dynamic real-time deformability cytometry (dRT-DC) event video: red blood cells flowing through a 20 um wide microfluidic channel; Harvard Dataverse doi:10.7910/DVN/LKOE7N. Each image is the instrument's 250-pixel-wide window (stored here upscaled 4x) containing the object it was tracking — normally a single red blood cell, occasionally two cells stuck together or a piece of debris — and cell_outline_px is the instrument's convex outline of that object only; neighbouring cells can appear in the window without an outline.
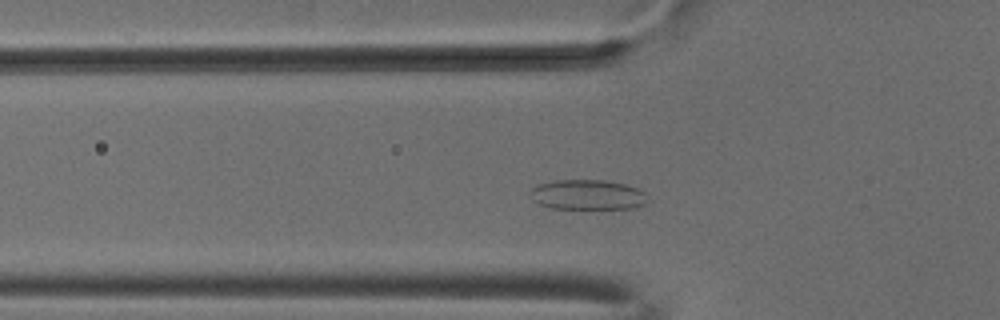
{"species": "common noctule bat (a hibernating species)", "species_latin": "Nyctalus noctula", "temperature_condition": "cold", "stored_images_in_passage": 44, "camera_frame_rate_fps": 3000, "um_per_image_px": 0.085, "animal": {"sex": "male", "body_mass_g": 18.8}, "frame": {"image": 1, "passage_image": 9, "time_ms": 2.667, "image_size_px": [1000, 320], "cell_outline_px": [[648, 200], [644, 204], [636, 208], [552, 208], [540, 204], [532, 200], [528, 192], [532, 188], [540, 184], [556, 180], [600, 180], [624, 184], [640, 188], [648, 196]], "centroid_in_image_um": [49.96, 16.55], "position_along_channel_um": 75.8, "area_um2": 20.52}}
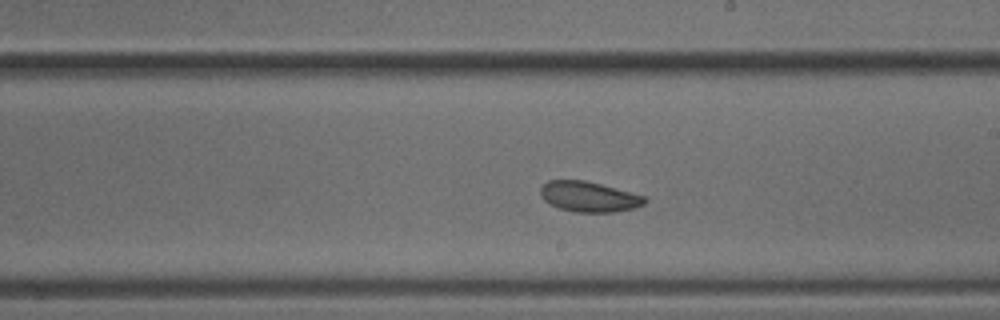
{"frame": {"image": 2, "passage_image": 22, "time_ms": 7.0, "image_size_px": [1000, 320], "cell_outline_px": [[648, 200], [644, 204], [636, 208], [616, 212], [572, 212], [560, 208], [544, 200], [540, 196], [540, 188], [548, 180], [584, 180], [600, 184], [644, 196]], "centroid_in_image_um": [50.06, 16.73], "position_along_channel_um": 238.9, "area_um2": 18.38}}
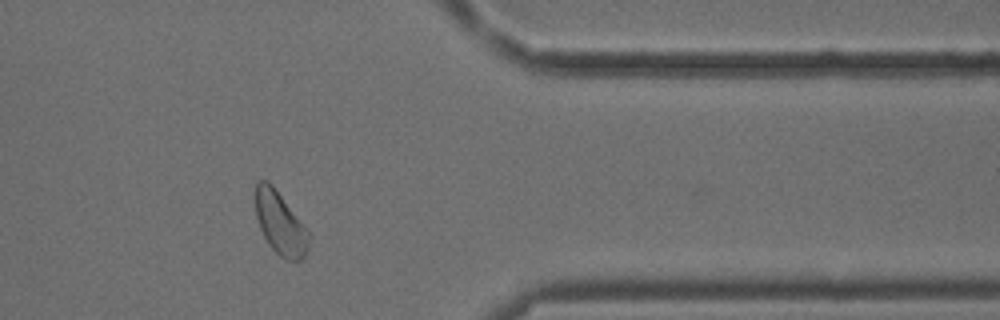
{"frame": {"image": 3, "passage_image": 35, "time_ms": 11.333, "image_size_px": [1000, 320], "cell_outline_px": [[308, 248], [304, 256], [300, 260], [288, 260], [280, 256], [268, 244], [260, 228], [256, 216], [252, 196], [256, 180], [268, 180], [272, 184], [308, 228]], "centroid_in_image_um": [23.76, 18.9], "position_along_channel_um": 387.6, "area_um2": 20.0}, "authors_computed_cell_mechanics": {"area_um2": 19.5075, "velocity_mm_per_s": 3.7565, "shape_relaxation_time_tau1_ms": 5.1565, "shape_relaxation_time_tau2_ms": null, "deformation_change_tau1": 0.0731, "deformation_change_tau2": null}}